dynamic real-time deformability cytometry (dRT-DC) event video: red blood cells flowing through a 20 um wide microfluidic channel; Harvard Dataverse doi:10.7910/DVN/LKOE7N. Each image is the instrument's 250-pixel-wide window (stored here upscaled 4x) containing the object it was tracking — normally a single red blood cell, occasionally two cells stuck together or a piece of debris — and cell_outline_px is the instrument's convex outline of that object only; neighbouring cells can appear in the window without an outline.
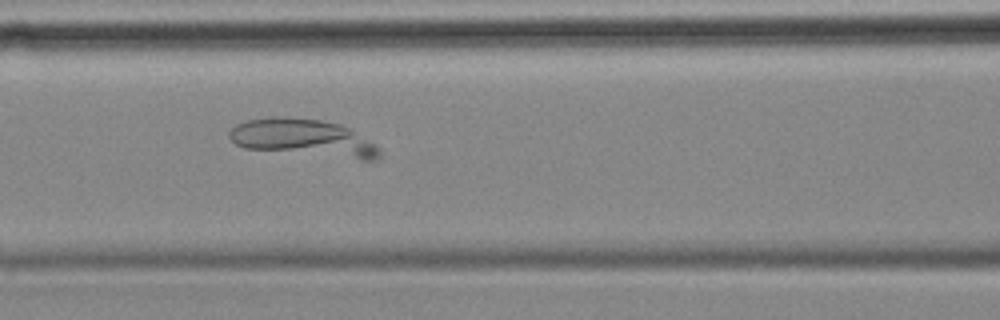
{"species": "common noctule bat (a hibernating species)", "species_latin": "Nyctalus noctula", "temperature_condition": "cold", "stored_images_in_passage": 33, "camera_frame_rate_fps": 3000, "um_per_image_px": 0.085, "animal": {"sex": "female", "body_mass_g": 18.4}, "frame": {"image": 1, "passage_image": 21, "time_ms": 6.667, "image_size_px": [1000, 320], "cell_outline_px": [[380, 156], [376, 160], [360, 160], [244, 148], [236, 144], [228, 136], [228, 132], [236, 124], [248, 120], [276, 116], [320, 120], [340, 124], [348, 128], [376, 144], [380, 148]], "centroid_in_image_um": [25.8, 11.74], "position_along_channel_um": 140.8, "area_um2": 32.66}}